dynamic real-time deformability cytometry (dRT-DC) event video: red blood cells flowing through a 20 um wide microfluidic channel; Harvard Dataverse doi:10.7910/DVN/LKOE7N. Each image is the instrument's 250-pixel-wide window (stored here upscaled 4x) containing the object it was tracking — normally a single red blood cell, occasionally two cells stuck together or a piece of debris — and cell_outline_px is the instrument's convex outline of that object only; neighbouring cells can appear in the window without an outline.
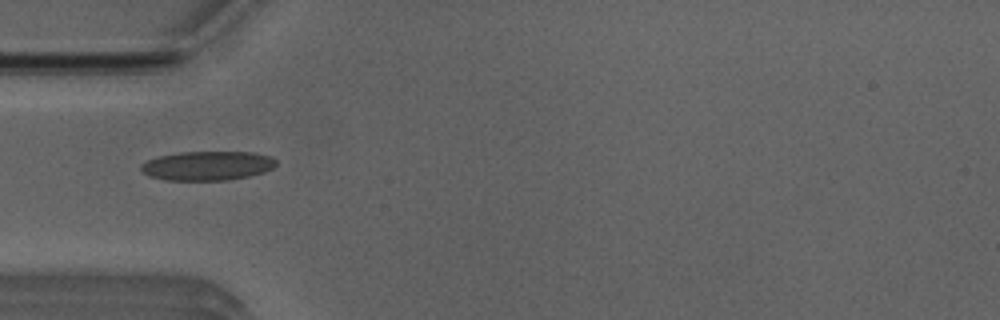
{"species": "Egyptian fruit bat (a non-hibernating species)", "species_latin": "Rousettus aegyptiacus", "temperature_condition": "room temperature", "stored_images_in_passage": 3, "camera_frame_rate_fps": 3000, "um_per_image_px": 0.085, "animal": {"sex": "male"}, "frame": {"image": 1, "passage_image": 1, "time_ms": 0.0, "image_size_px": [1000, 320], "cell_outline_px": [[276, 164], [272, 168], [264, 172], [248, 176], [228, 180], [164, 180], [148, 176], [140, 168], [140, 164], [148, 160], [160, 156], [180, 152], [252, 152], [272, 156], [276, 160]], "centroid_in_image_um": [17.63, 14.09], "position_along_channel_um": 67.4, "area_um2": 23.0}}